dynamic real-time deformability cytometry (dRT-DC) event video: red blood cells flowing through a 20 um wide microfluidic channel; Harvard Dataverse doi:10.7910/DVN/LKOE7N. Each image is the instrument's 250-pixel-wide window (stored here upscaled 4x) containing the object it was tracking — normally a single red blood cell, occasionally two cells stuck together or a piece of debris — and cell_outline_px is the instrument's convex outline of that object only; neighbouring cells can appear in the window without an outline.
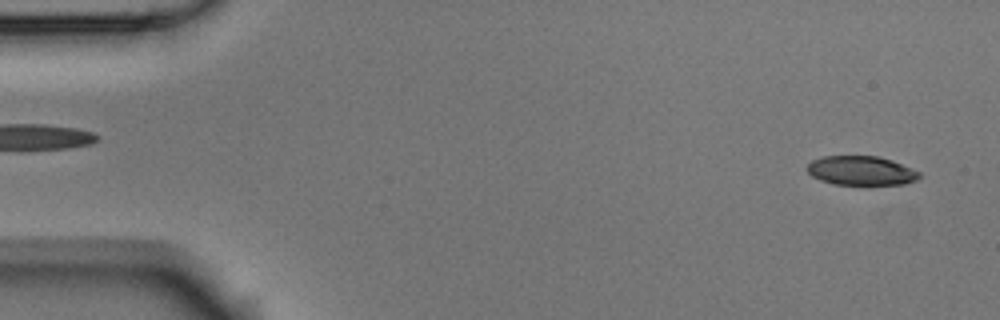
{"species": "Egyptian fruit bat (a non-hibernating species)", "species_latin": "Rousettus aegyptiacus", "temperature_condition": "room temperature", "stored_images_in_passage": 4, "segment_of_instrument_passage": [2, 2], "camera_frame_rate_fps": 3000, "um_per_image_px": 0.085, "animal": {"sex": "male"}, "frame": {"image": 1, "passage_image": 4, "time_ms": 1.0, "image_size_px": [1000, 320], "cell_outline_px": [[920, 176], [916, 180], [904, 184], [868, 188], [832, 184], [820, 180], [812, 176], [808, 172], [808, 164], [812, 160], [820, 156], [876, 156], [892, 160], [920, 172]], "centroid_in_image_um": [73.21, 14.56], "position_along_channel_um": 11.8, "area_um2": 20.0}}